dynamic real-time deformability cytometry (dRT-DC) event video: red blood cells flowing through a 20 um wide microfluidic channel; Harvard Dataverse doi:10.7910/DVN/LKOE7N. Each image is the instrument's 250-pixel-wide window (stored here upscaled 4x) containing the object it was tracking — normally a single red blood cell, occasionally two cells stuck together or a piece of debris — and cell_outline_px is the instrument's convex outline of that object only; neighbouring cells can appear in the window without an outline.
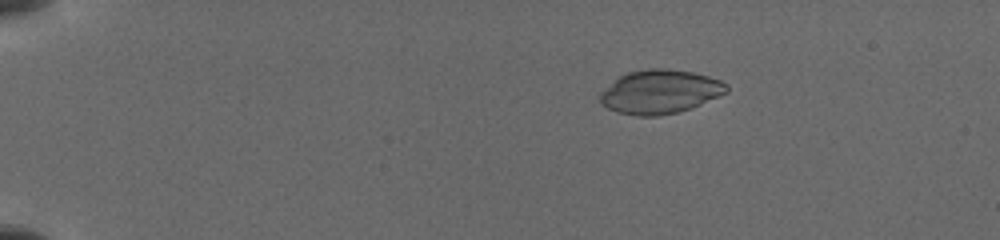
{"species": "common noctule bat (a hibernating species)", "species_latin": "Nyctalus noctula", "temperature_condition": "cold", "stored_images_in_passage": 18, "camera_frame_rate_fps": 3000, "um_per_image_px": 0.085, "animal": {"sex": "female", "body_mass_g": 19.5, "forearm_length_mm": 54.1}, "frame": {"image": 1, "passage_image": 7, "time_ms": 3.0, "image_size_px": [1000, 240], "cell_outline_px": [[728, 92], [692, 108], [676, 112], [656, 116], [636, 116], [616, 112], [600, 104], [600, 92], [620, 76], [628, 72], [652, 68], [664, 68], [692, 72], [708, 76], [720, 80], [728, 84]], "centroid_in_image_um": [56.1, 7.81], "position_along_channel_um": 28.9, "area_um2": 32.25}}